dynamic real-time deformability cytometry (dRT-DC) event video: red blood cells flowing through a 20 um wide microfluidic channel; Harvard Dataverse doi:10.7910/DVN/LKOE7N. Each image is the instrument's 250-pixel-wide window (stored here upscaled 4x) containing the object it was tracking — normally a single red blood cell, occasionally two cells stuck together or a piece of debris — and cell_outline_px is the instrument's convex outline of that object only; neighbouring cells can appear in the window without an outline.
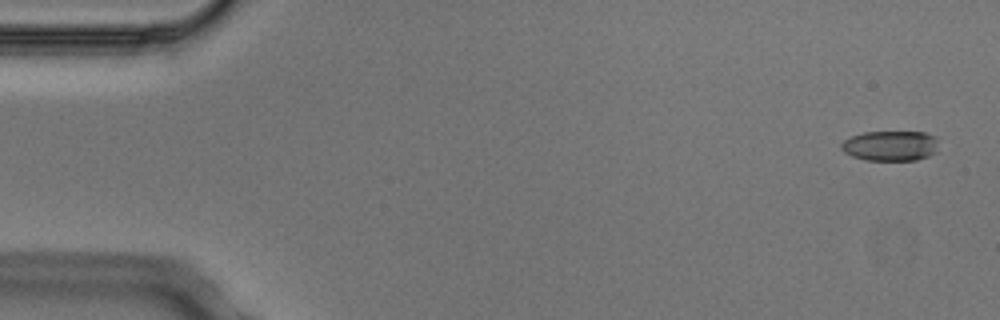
{"species": "Egyptian fruit bat (a non-hibernating species)", "species_latin": "Rousettus aegyptiacus", "temperature_condition": "cold", "stored_images_in_passage": 5, "camera_frame_rate_fps": 3000, "um_per_image_px": 0.085, "animal": {"sex": "male"}, "frame": {"image": 1, "passage_image": 1, "time_ms": 0.0, "image_size_px": [1000, 320], "cell_outline_px": [[936, 152], [928, 156], [916, 160], [864, 160], [852, 156], [844, 152], [840, 148], [840, 144], [844, 140], [852, 136], [864, 132], [924, 132], [936, 136]], "centroid_in_image_um": [75.66, 12.39], "position_along_channel_um": 9.3, "area_um2": 17.11}}
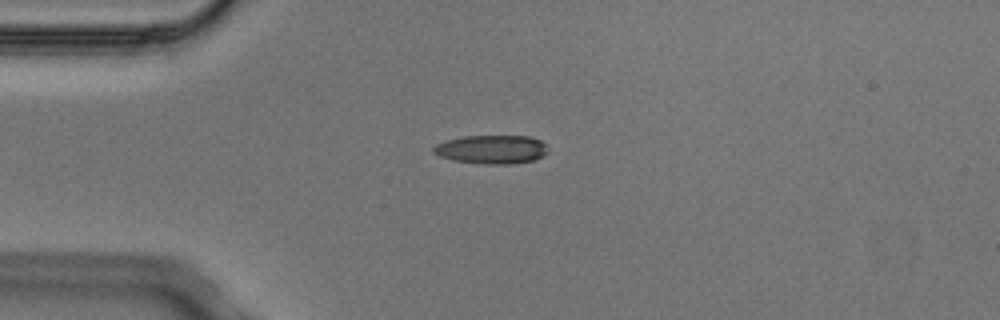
{"frame": {"image": 2, "passage_image": 4, "time_ms": 1.0, "image_size_px": [1000, 320], "cell_outline_px": [[548, 152], [544, 156], [536, 160], [512, 164], [480, 164], [452, 160], [440, 156], [432, 152], [432, 148], [436, 144], [444, 140], [464, 136], [528, 136], [540, 140], [544, 144]], "centroid_in_image_um": [41.77, 12.71], "position_along_channel_um": 43.2, "area_um2": 19.36}}
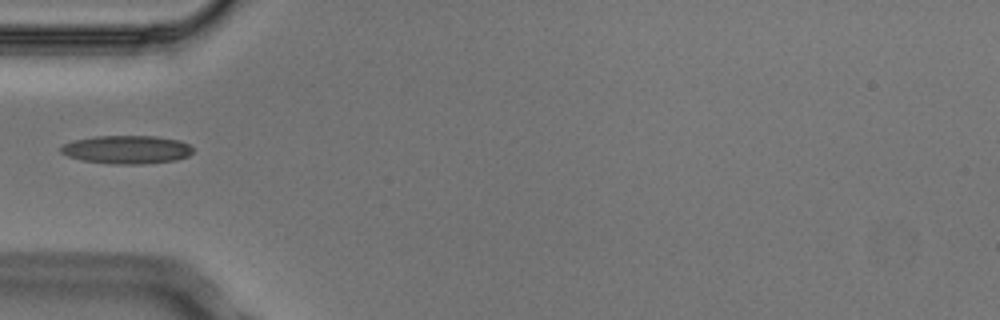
{"frame": {"image": 3, "passage_image": 5, "time_ms": 1.333, "image_size_px": [1000, 320], "cell_outline_px": [[192, 152], [188, 156], [176, 160], [140, 164], [108, 164], [84, 160], [68, 156], [60, 152], [60, 148], [64, 144], [72, 140], [96, 136], [156, 136], [180, 140], [188, 144], [192, 148]], "centroid_in_image_um": [10.77, 12.71], "position_along_channel_um": 74.2, "area_um2": 21.79}}